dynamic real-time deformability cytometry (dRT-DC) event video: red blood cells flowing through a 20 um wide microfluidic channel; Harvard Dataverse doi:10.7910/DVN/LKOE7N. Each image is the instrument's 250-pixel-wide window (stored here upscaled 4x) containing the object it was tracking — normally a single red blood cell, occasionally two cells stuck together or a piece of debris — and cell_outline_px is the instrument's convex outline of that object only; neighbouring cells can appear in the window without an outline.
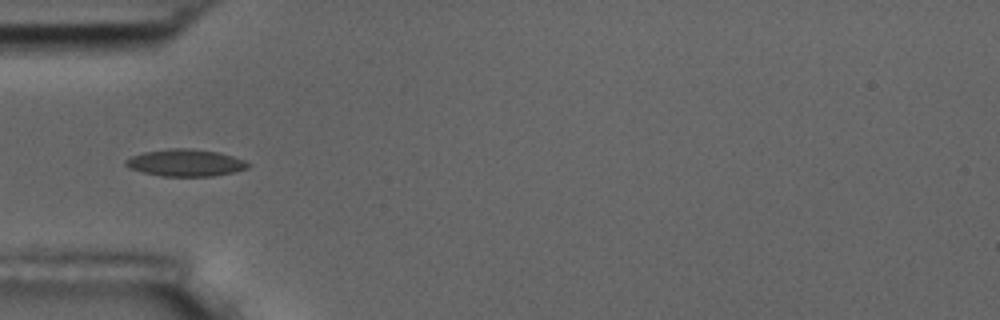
{"species": "common noctule bat (a hibernating species)", "species_latin": "Nyctalus noctula", "temperature_condition": "room temperature", "stored_images_in_passage": 4, "camera_frame_rate_fps": 3000, "um_per_image_px": 0.085, "animal": {"sex": "male", "body_mass_g": 17.5, "forearm_length_mm": 52.3}, "frame": {"image": 1, "passage_image": 3, "time_ms": 2.333, "image_size_px": [1000, 320], "cell_outline_px": [[252, 164], [248, 168], [232, 172], [212, 176], [160, 176], [128, 168], [124, 164], [124, 160], [132, 156], [144, 152], [168, 148], [188, 148], [220, 152], [244, 160]], "centroid_in_image_um": [15.76, 13.83], "position_along_channel_um": 69.2, "area_um2": 19.31}}